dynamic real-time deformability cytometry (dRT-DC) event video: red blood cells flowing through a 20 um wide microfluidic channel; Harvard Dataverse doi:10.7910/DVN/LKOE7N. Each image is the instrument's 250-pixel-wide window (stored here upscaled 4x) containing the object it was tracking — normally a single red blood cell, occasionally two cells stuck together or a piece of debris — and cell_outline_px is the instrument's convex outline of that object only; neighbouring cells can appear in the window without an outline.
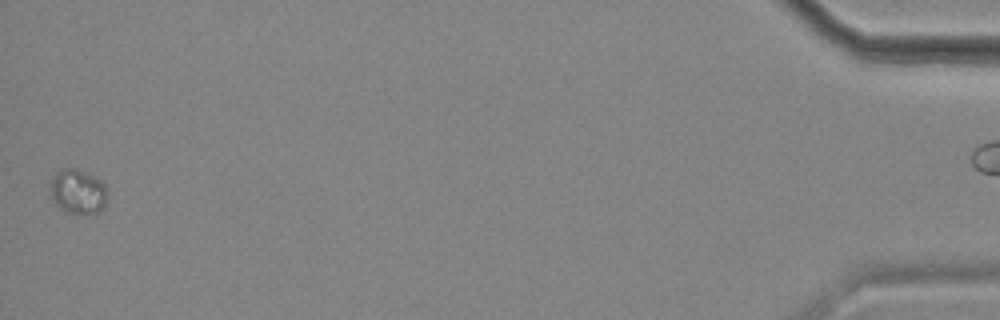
{"species": "common noctule bat (a hibernating species)", "species_latin": "Nyctalus noctula", "temperature_condition": "cold", "stored_images_in_passage": 45, "camera_frame_rate_fps": 3000, "um_per_image_px": 0.085, "animal": {"sex": "female", "body_mass_g": 18.4}, "frame": {"image": 1, "passage_image": 44, "time_ms": 14.333, "image_size_px": [1000, 320], "cell_outline_px": [[108, 200], [104, 208], [100, 212], [68, 212], [60, 208], [56, 204], [52, 196], [52, 180], [64, 168], [76, 168], [100, 180], [108, 188]], "centroid_in_image_um": [6.71, 16.29], "position_along_channel_um": 428.5, "area_um2": 14.39}}